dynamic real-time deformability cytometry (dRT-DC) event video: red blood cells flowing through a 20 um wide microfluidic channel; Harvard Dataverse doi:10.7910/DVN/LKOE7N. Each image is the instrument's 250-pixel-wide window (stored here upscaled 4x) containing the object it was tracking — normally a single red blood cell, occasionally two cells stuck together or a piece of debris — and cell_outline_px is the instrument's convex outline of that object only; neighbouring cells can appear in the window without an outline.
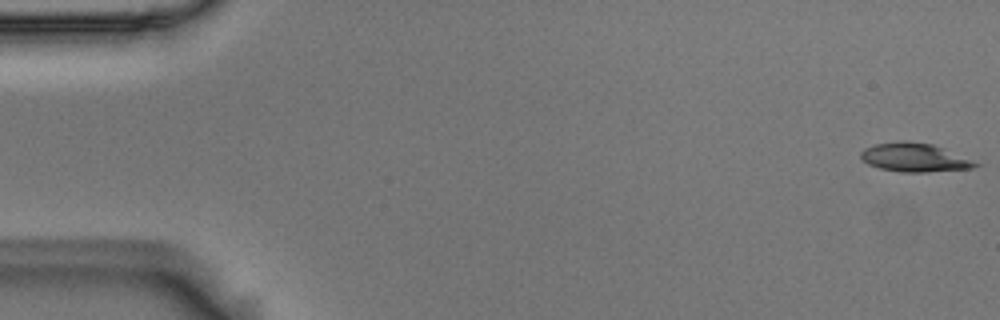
{"species": "Egyptian fruit bat (a non-hibernating species)", "species_latin": "Rousettus aegyptiacus", "temperature_condition": "room temperature", "stored_images_in_passage": 17, "camera_frame_rate_fps": 3000, "um_per_image_px": 0.085, "animal": {"sex": "male"}, "frame": {"image": 1, "passage_image": 1, "time_ms": 0.0, "image_size_px": [1000, 320], "cell_outline_px": [[984, 164], [972, 168], [924, 172], [904, 172], [880, 168], [868, 164], [860, 156], [860, 152], [864, 148], [876, 144], [904, 140], [932, 144], [944, 148]], "centroid_in_image_um": [77.77, 13.38], "position_along_channel_um": 7.2, "area_um2": 19.13}}
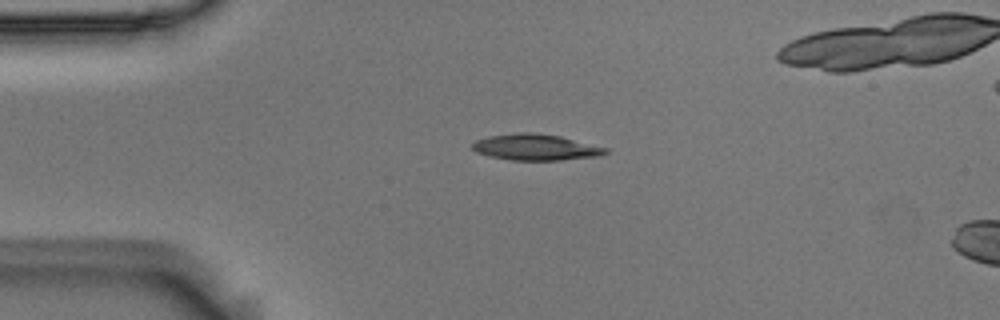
{"frame": {"image": 2, "passage_image": 13, "time_ms": 4.0, "image_size_px": [1000, 320], "cell_outline_px": [[608, 152], [600, 156], [560, 160], [512, 160], [492, 156], [476, 152], [472, 148], [472, 144], [476, 140], [488, 136], [520, 132], [532, 132], [560, 136], [608, 148]], "centroid_in_image_um": [45.55, 12.51], "position_along_channel_um": 39.5, "area_um2": 20.17}}